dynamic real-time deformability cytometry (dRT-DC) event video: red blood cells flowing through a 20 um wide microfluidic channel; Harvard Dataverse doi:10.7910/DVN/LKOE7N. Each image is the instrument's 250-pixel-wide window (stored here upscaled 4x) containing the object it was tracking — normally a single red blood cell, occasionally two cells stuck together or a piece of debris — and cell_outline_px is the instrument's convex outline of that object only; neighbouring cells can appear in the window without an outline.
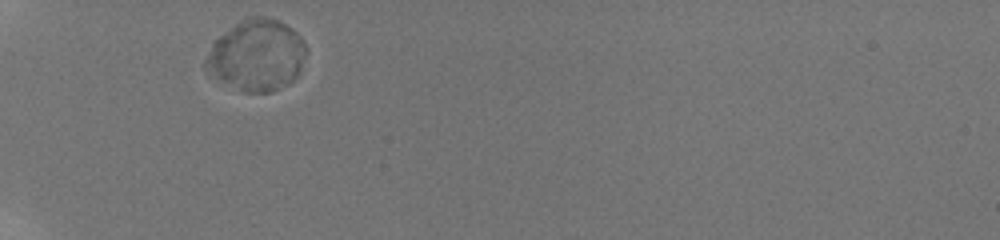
{"species": "human", "species_latin": "Homo sapiens", "temperature_condition": "room temperature", "stored_images_in_passage": 38, "camera_frame_rate_fps": 3000, "um_per_image_px": 0.085, "donor": {"sex": "male"}, "frame": {"image": 1, "passage_image": 1, "time_ms": 0.0, "image_size_px": [1000, 240], "cell_outline_px": [[308, 52], [300, 72], [288, 84], [272, 92], [244, 92], [208, 76], [204, 68], [204, 60], [212, 44], [224, 32], [244, 16], [264, 16], [280, 20], [292, 28], [304, 40]], "centroid_in_image_um": [21.82, 4.69], "position_along_channel_um": 63.2, "area_um2": 42.54}}
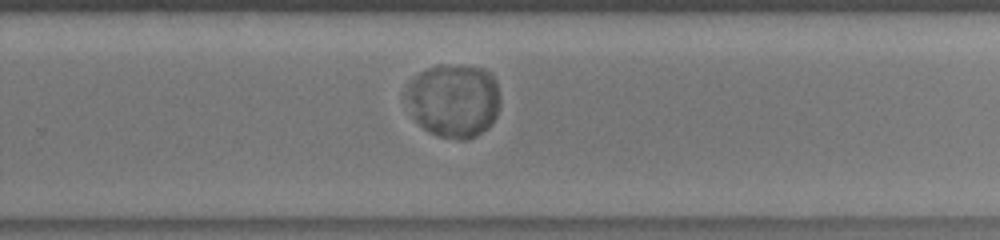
{"frame": {"image": 2, "passage_image": 21, "time_ms": 6.667, "image_size_px": [1000, 240], "cell_outline_px": [[500, 108], [492, 124], [488, 128], [476, 136], [468, 140], [460, 140], [436, 136], [424, 128], [412, 116], [404, 96], [404, 92], [412, 76], [436, 64], [464, 64], [484, 68], [496, 80], [500, 96]], "centroid_in_image_um": [38.56, 8.52], "position_along_channel_um": 291.2, "area_um2": 41.5}}
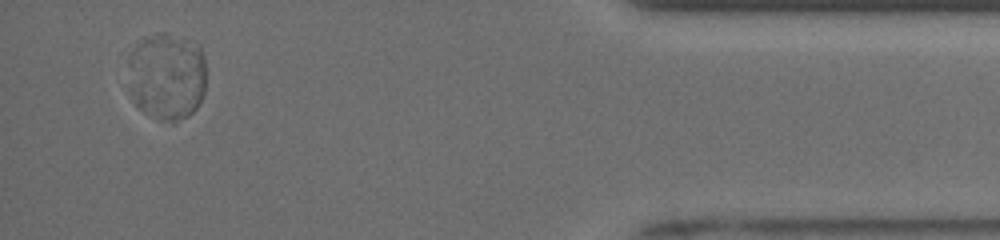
{"frame": {"image": 3, "passage_image": 35, "time_ms": 11.333, "image_size_px": [1000, 240], "cell_outline_px": [[204, 96], [196, 108], [188, 116], [176, 120], [168, 120], [144, 112], [136, 104], [132, 92], [128, 64], [128, 56], [140, 40], [144, 36], [156, 32], [168, 32], [200, 44], [204, 56]], "centroid_in_image_um": [14.2, 6.4], "position_along_channel_um": 421.0, "area_um2": 39.77}, "authors_computed_cell_mechanics": {"area_um2": 41.7316, "velocity_mm_per_s": 3.7103, "shape_relaxation_time_tau1_ms": 1.7856, "shape_relaxation_time_tau2_ms": null, "deformation_change_tau1": 0.041, "deformation_change_tau2": null}}